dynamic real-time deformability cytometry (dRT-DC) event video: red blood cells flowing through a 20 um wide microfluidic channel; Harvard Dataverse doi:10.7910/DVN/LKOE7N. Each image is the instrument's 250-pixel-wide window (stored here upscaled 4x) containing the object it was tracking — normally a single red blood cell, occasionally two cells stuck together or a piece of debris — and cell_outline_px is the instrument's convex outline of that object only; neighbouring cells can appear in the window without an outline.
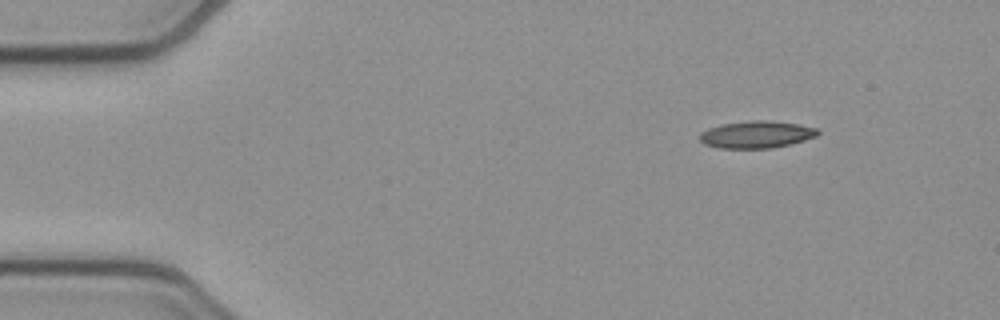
{"species": "common noctule bat (a hibernating species)", "species_latin": "Nyctalus noctula", "temperature_condition": "cold", "stored_images_in_passage": 47, "camera_frame_rate_fps": 3000, "um_per_image_px": 0.085, "animal": {"sex": "female", "body_mass_g": 21.9}, "frame": {"image": 1, "passage_image": 1, "time_ms": 0.0, "image_size_px": [1000, 320], "cell_outline_px": [[820, 132], [816, 136], [804, 140], [772, 148], [720, 148], [704, 144], [700, 140], [700, 132], [708, 128], [720, 124], [752, 120], [772, 120], [800, 124], [816, 128]], "centroid_in_image_um": [64.29, 11.42], "position_along_channel_um": 20.7, "area_um2": 18.73}}
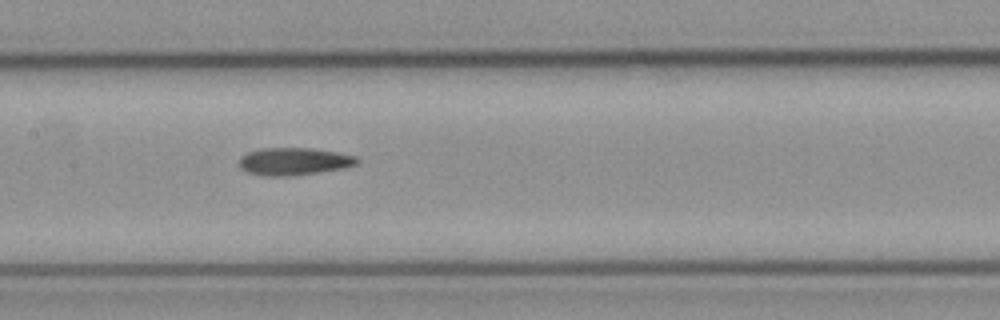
{"frame": {"image": 2, "passage_image": 20, "time_ms": 6.333, "image_size_px": [1000, 320], "cell_outline_px": [[360, 160], [356, 164], [344, 168], [292, 176], [264, 176], [248, 172], [240, 168], [240, 156], [248, 152], [260, 148], [312, 148], [336, 152], [356, 156]], "centroid_in_image_um": [24.98, 13.72], "position_along_channel_um": 182.4, "area_um2": 18.9}}
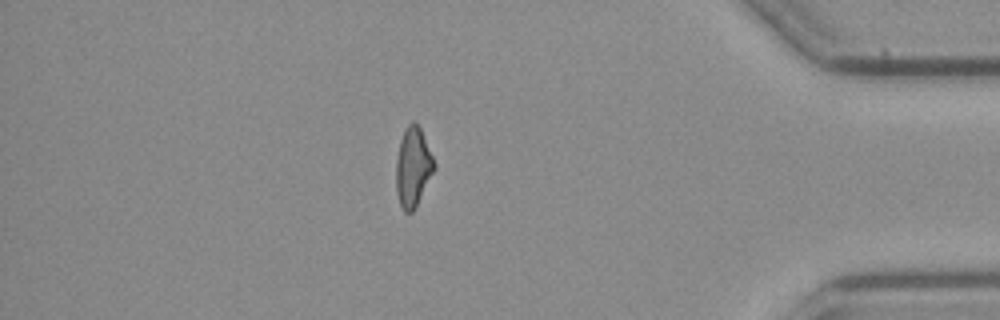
{"frame": {"image": 3, "passage_image": 40, "time_ms": 13.0, "image_size_px": [1000, 320], "cell_outline_px": [[436, 168], [416, 208], [412, 212], [404, 212], [400, 204], [396, 192], [396, 160], [400, 140], [404, 128], [412, 120], [420, 128], [436, 164]], "centroid_in_image_um": [35.11, 14.22], "position_along_channel_um": 400.1, "area_um2": 17.8}}